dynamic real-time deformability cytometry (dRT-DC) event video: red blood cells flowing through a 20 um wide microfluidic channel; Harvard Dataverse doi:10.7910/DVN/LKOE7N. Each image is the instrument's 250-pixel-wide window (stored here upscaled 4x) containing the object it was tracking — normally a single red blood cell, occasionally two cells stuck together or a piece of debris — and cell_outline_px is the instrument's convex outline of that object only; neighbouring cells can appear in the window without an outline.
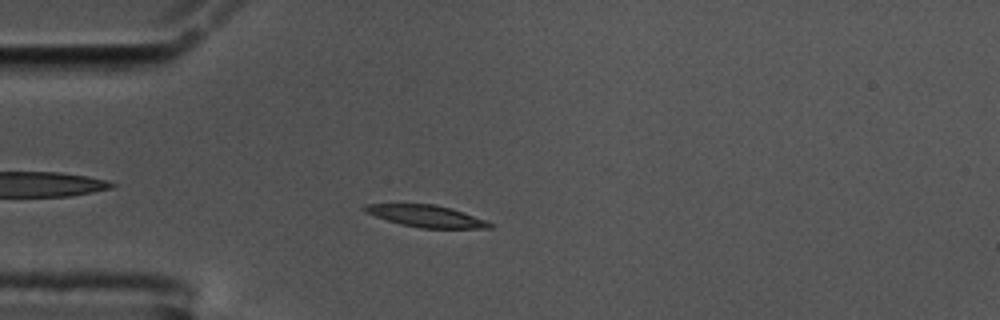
{"species": "common noctule bat (a hibernating species)", "species_latin": "Nyctalus noctula", "temperature_condition": "cold", "stored_images_in_passage": 28, "camera_frame_rate_fps": 3000, "um_per_image_px": 0.085, "animal": {"sex": "male", "body_mass_g": 17.5, "forearm_length_mm": 52.3}, "frame": {"image": 1, "passage_image": 12, "time_ms": 3.667, "image_size_px": [1000, 320], "cell_outline_px": [[492, 228], [420, 228], [400, 224], [376, 216], [360, 208], [364, 204], [436, 204], [452, 208], [464, 212], [484, 220], [492, 224]], "centroid_in_image_um": [36.22, 18.36], "position_along_channel_um": 48.8, "area_um2": 15.78}}
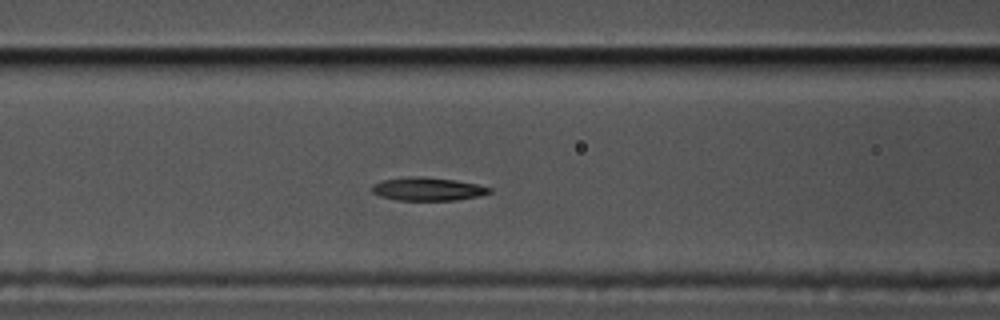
{"frame": {"image": 2, "passage_image": 20, "time_ms": 6.333, "image_size_px": [1000, 320], "cell_outline_px": [[492, 192], [480, 196], [456, 200], [396, 200], [380, 196], [372, 192], [368, 188], [372, 184], [384, 180], [404, 176], [424, 176], [456, 180], [476, 184], [492, 188]], "centroid_in_image_um": [36.32, 16.06], "position_along_channel_um": 130.3, "area_um2": 16.18}}
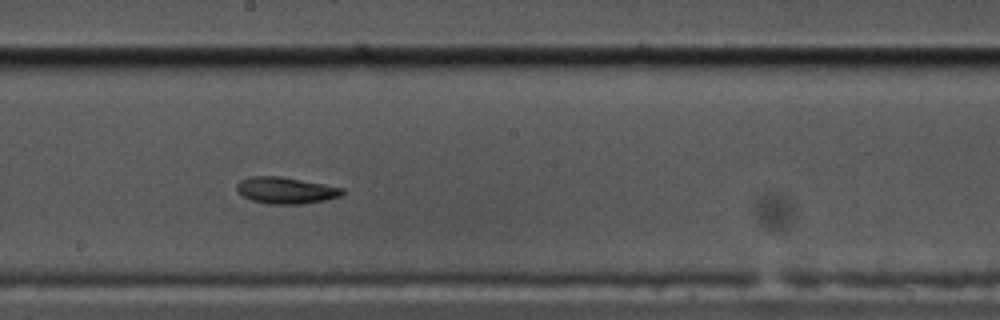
{"frame": {"image": 3, "passage_image": 28, "time_ms": 9.0, "image_size_px": [1000, 320], "cell_outline_px": [[344, 192], [340, 196], [324, 200], [304, 204], [268, 204], [252, 200], [236, 192], [236, 184], [240, 180], [248, 176], [280, 176], [324, 184], [344, 188]], "centroid_in_image_um": [24.26, 16.18], "position_along_channel_um": 223.9, "area_um2": 16.42}}